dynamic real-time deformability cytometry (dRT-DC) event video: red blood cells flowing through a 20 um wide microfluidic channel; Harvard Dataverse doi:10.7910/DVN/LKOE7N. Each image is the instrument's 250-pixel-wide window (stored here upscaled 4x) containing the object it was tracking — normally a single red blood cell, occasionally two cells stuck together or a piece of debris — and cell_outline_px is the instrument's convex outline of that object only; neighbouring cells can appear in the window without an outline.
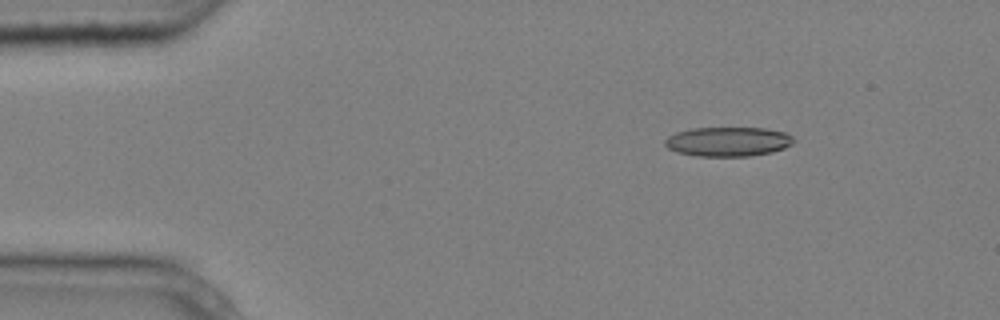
{"species": "common noctule bat (a hibernating species)", "species_latin": "Nyctalus noctula", "temperature_condition": "cold", "stored_images_in_passage": 4, "camera_frame_rate_fps": 3000, "um_per_image_px": 0.085, "animal": {"sex": "male", "body_mass_g": 20.4}, "frame": {"image": 1, "passage_image": 2, "time_ms": 0.333, "image_size_px": [1000, 320], "cell_outline_px": [[796, 140], [792, 144], [784, 148], [772, 152], [748, 156], [696, 156], [676, 152], [668, 148], [664, 144], [664, 140], [668, 136], [676, 132], [692, 128], [764, 128], [784, 132], [792, 136]], "centroid_in_image_um": [61.87, 12.04], "position_along_channel_um": 23.1, "area_um2": 22.14}}